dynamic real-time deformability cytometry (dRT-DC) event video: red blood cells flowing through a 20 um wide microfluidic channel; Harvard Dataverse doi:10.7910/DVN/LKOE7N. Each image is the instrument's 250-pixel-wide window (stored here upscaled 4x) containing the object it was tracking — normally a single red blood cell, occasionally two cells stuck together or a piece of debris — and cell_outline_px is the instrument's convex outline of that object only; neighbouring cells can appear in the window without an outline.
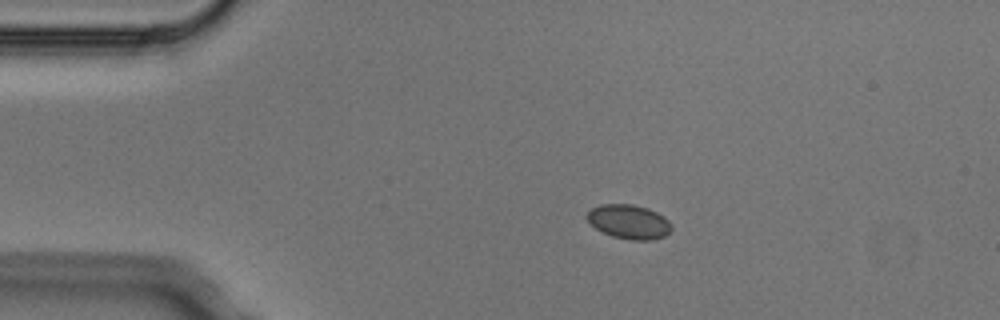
{"species": "Egyptian fruit bat (a non-hibernating species)", "species_latin": "Rousettus aegyptiacus", "temperature_condition": "cold", "stored_images_in_passage": 1, "camera_frame_rate_fps": 3000, "um_per_image_px": 0.085, "animal": {"sex": "male"}, "frame": {"image": 1, "passage_image": 1, "time_ms": 0.0, "image_size_px": [1000, 320], "cell_outline_px": [[672, 228], [664, 236], [652, 240], [632, 240], [612, 236], [596, 228], [584, 216], [592, 208], [600, 204], [632, 204], [648, 208], [664, 216], [672, 224]], "centroid_in_image_um": [53.47, 18.84], "position_along_channel_um": 31.5, "area_um2": 16.82}}